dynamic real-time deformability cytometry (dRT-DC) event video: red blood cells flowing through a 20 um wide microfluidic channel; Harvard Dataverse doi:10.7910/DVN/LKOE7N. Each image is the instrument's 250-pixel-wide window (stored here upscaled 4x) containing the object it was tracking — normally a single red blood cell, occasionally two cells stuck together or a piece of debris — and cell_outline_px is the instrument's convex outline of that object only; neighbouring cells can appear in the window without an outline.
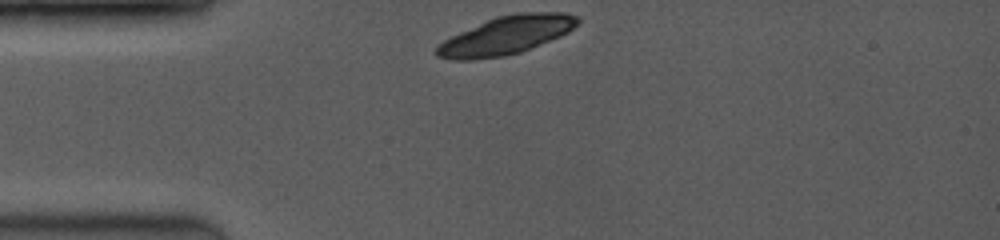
{"species": "common noctule bat (a hibernating species)", "species_latin": "Nyctalus noctula", "temperature_condition": "room temperature", "stored_images_in_passage": 1, "camera_frame_rate_fps": 3500, "um_per_image_px": 0.085, "animal": {"sex": "female", "body_mass_g": 19.0, "forearm_length_mm": 53.3}, "frame": {"image": 1, "passage_image": 1, "time_ms": 0.0, "image_size_px": [1000, 240], "cell_outline_px": [[580, 20], [568, 32], [560, 36], [520, 52], [504, 56], [472, 60], [456, 60], [436, 56], [436, 44], [460, 32], [496, 16], [516, 12], [564, 12], [580, 16]], "centroid_in_image_um": [43.03, 2.99], "position_along_channel_um": 42.0, "area_um2": 31.27}}